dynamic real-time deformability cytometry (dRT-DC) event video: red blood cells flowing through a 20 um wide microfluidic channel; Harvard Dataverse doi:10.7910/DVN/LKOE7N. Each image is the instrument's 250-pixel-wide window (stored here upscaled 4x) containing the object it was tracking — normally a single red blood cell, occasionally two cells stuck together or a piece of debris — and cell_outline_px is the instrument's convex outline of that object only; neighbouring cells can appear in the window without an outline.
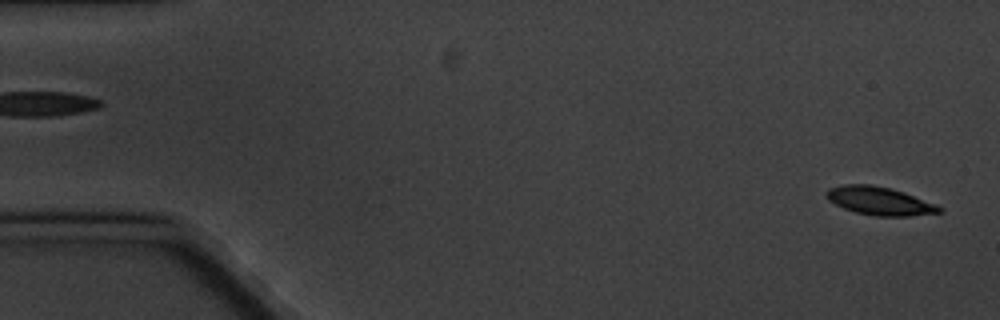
{"species": "common noctule bat (a hibernating species)", "species_latin": "Nyctalus noctula", "temperature_condition": "cold", "stored_images_in_passage": 4, "segment_of_instrument_passage": [2, 2], "camera_frame_rate_fps": 3000, "um_per_image_px": 0.085, "animal": {"sex": "male", "body_mass_g": 20.1, "forearm_length_mm": 53.5}, "frame": {"image": 1, "passage_image": 4, "time_ms": 3.667, "image_size_px": [1000, 320], "cell_outline_px": [[944, 208], [940, 212], [908, 216], [876, 216], [856, 212], [844, 208], [828, 200], [824, 192], [828, 188], [844, 184], [872, 184], [892, 188], [904, 192], [936, 204]], "centroid_in_image_um": [74.74, 17.06], "position_along_channel_um": 10.3, "area_um2": 18.61}}